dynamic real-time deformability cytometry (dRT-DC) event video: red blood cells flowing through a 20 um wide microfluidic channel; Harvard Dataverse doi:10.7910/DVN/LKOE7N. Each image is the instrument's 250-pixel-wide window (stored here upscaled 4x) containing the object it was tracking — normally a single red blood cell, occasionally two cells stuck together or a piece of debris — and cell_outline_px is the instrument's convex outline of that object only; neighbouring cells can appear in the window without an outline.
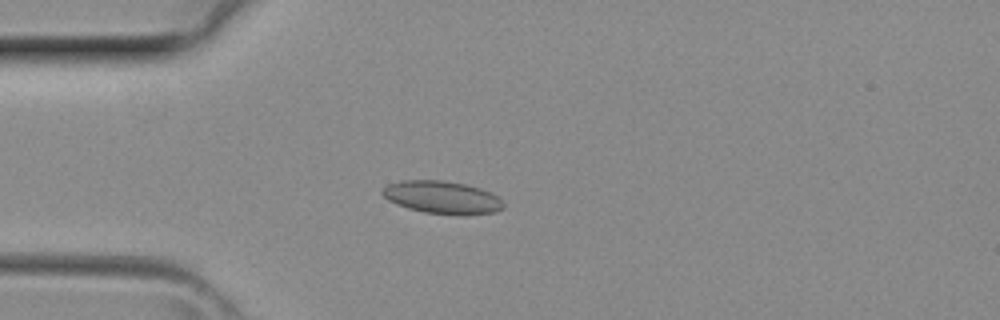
{"species": "common noctule bat (a hibernating species)", "species_latin": "Nyctalus noctula", "temperature_condition": "room temperature", "stored_images_in_passage": 39, "camera_frame_rate_fps": 3000, "um_per_image_px": 0.085, "animal": {"sex": "female", "body_mass_g": 29.2, "forearm_length_mm": 56.3}, "frame": {"image": 1, "passage_image": 10, "time_ms": 3.0, "image_size_px": [1000, 320], "cell_outline_px": [[504, 208], [496, 212], [464, 216], [424, 212], [408, 208], [396, 204], [388, 200], [380, 192], [388, 184], [400, 180], [444, 180], [464, 184], [480, 188], [496, 196], [504, 204]], "centroid_in_image_um": [37.58, 16.79], "position_along_channel_um": 47.4, "area_um2": 23.18}}
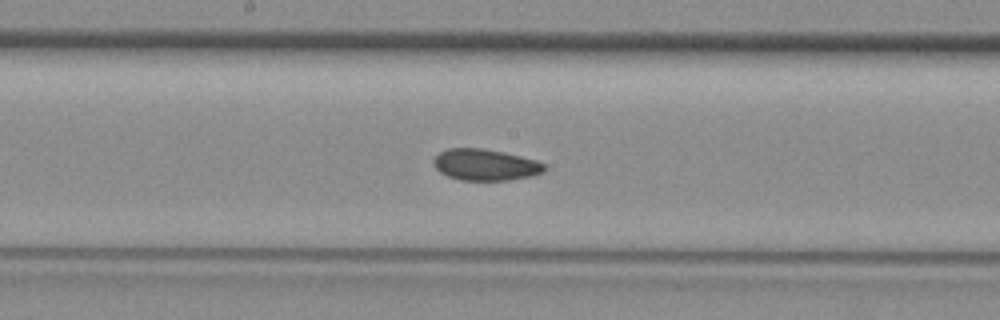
{"frame": {"image": 2, "passage_image": 20, "time_ms": 6.333, "image_size_px": [1000, 320], "cell_outline_px": [[548, 168], [544, 172], [532, 176], [508, 180], [460, 180], [448, 176], [440, 172], [432, 164], [432, 160], [440, 152], [448, 148], [480, 148], [504, 152], [536, 160], [544, 164]], "centroid_in_image_um": [41.26, 14.01], "position_along_channel_um": 206.9, "area_um2": 20.35}}
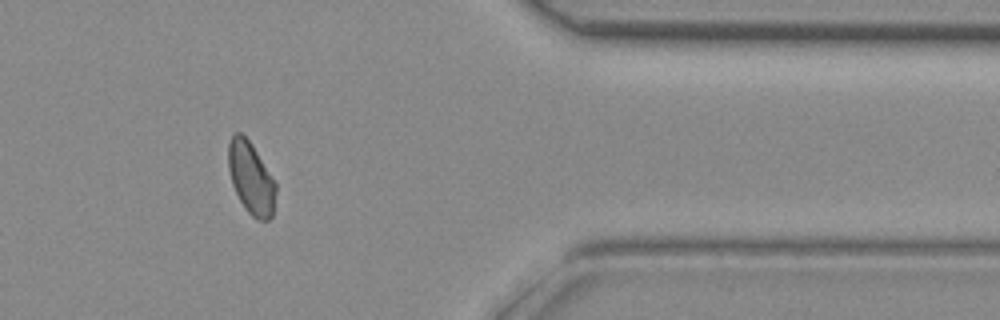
{"frame": {"image": 3, "passage_image": 32, "time_ms": 10.333, "image_size_px": [1000, 320], "cell_outline_px": [[276, 192], [272, 216], [268, 220], [256, 220], [248, 212], [240, 200], [232, 184], [228, 168], [228, 144], [232, 136], [236, 132], [240, 132], [252, 144], [276, 184]], "centroid_in_image_um": [21.33, 15.15], "position_along_channel_um": 390.1, "area_um2": 19.71}}